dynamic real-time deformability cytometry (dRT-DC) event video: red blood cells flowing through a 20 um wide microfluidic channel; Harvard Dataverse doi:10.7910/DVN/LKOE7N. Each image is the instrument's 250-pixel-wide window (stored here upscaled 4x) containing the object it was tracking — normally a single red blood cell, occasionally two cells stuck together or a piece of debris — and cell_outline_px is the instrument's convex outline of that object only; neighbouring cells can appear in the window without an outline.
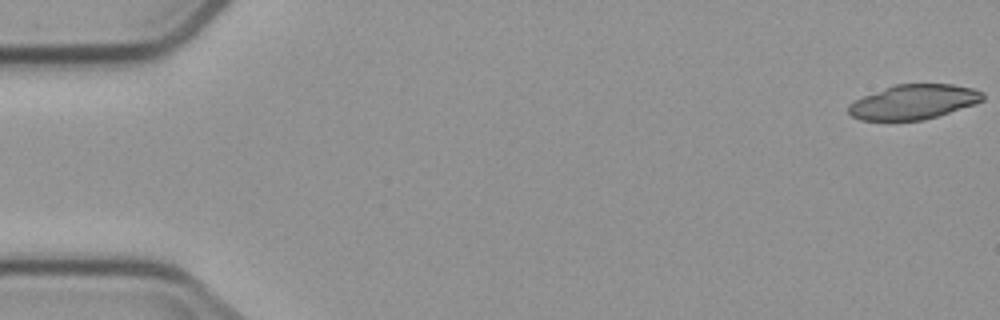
{"species": "common noctule bat (a hibernating species)", "species_latin": "Nyctalus noctula", "temperature_condition": "cold", "stored_images_in_passage": 5, "camera_frame_rate_fps": 3000, "um_per_image_px": 0.085, "animal": {"sex": "male", "body_mass_g": 23.1, "forearm_length_mm": 52.7}, "frame": {"image": 1, "passage_image": 1, "time_ms": 0.0, "image_size_px": [1000, 320], "cell_outline_px": [[984, 100], [976, 104], [924, 120], [860, 120], [852, 116], [848, 112], [848, 104], [864, 96], [892, 84], [952, 84], [972, 88], [984, 92]], "centroid_in_image_um": [77.67, 8.66], "position_along_channel_um": 7.3, "area_um2": 27.17}}